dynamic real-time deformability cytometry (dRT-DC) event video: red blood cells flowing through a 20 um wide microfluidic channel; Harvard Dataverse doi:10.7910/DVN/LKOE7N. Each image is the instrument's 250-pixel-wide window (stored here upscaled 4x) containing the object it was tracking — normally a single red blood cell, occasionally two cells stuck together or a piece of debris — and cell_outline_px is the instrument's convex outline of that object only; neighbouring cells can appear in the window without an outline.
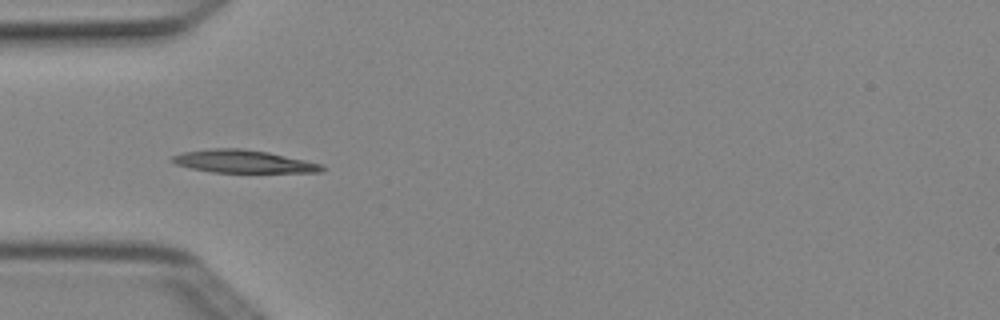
{"species": "Egyptian fruit bat (a non-hibernating species)", "species_latin": "Rousettus aegyptiacus", "temperature_condition": "cold", "stored_images_in_passage": 4, "camera_frame_rate_fps": 3000, "um_per_image_px": 0.085, "animal": {"sex": "female"}, "frame": {"image": 1, "passage_image": 1, "time_ms": 0.0, "image_size_px": [1000, 320], "cell_outline_px": [[324, 168], [320, 172], [212, 172], [192, 168], [176, 164], [168, 160], [172, 156], [184, 152], [212, 148], [240, 148], [268, 152], [324, 164]], "centroid_in_image_um": [20.67, 13.72], "position_along_channel_um": 64.3, "area_um2": 19.77}}
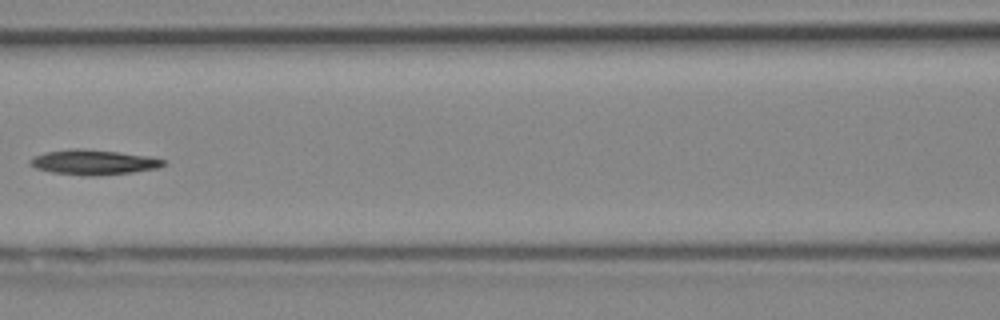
{"frame": {"image": 2, "passage_image": 3, "time_ms": 0.667, "image_size_px": [1000, 320], "cell_outline_px": [[168, 164], [160, 168], [132, 172], [92, 176], [88, 176], [52, 172], [36, 168], [28, 164], [28, 160], [32, 156], [44, 152], [72, 148], [76, 148], [116, 152], [152, 156], [164, 160]], "centroid_in_image_um": [7.94, 13.78], "position_along_channel_um": 158.7, "area_um2": 19.54}}
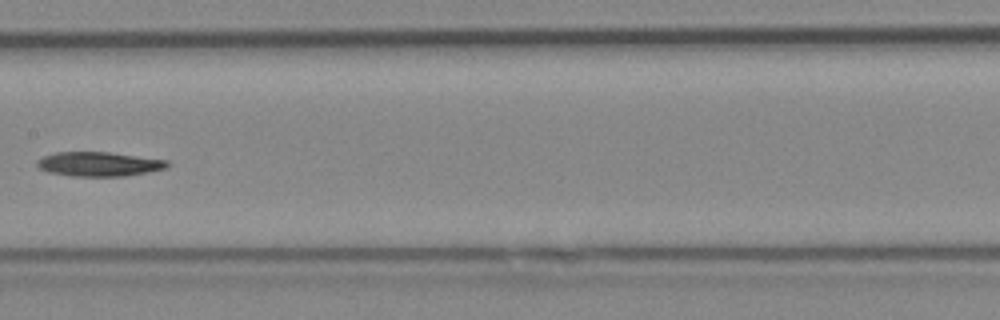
{"frame": {"image": 3, "passage_image": 4, "time_ms": 1.0, "image_size_px": [1000, 320], "cell_outline_px": [[172, 164], [168, 168], [148, 172], [124, 176], [72, 176], [48, 172], [40, 168], [36, 164], [36, 160], [44, 156], [56, 152], [108, 152], [168, 160]], "centroid_in_image_um": [8.45, 13.94], "position_along_channel_um": 199.0, "area_um2": 18.55}}